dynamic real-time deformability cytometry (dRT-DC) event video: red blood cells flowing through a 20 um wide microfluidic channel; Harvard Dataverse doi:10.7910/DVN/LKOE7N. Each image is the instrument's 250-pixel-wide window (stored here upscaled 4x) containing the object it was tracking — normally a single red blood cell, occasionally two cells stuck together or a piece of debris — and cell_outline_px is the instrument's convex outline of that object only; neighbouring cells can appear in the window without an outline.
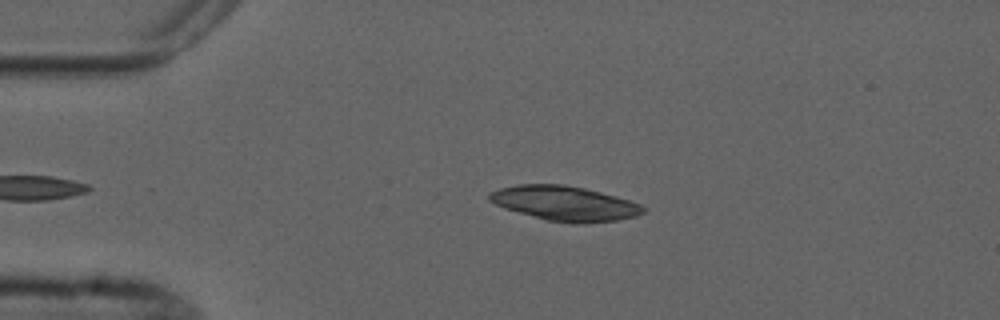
{"species": "common noctule bat (a hibernating species)", "species_latin": "Nyctalus noctula", "temperature_condition": "cold", "stored_images_in_passage": 2, "camera_frame_rate_fps": 3000, "um_per_image_px": 0.085, "animal": {"sex": "male", "forearm_length_mm": 52.5}, "frame": {"image": 1, "passage_image": 1, "time_ms": 0.0, "image_size_px": [1000, 320], "cell_outline_px": [[644, 212], [636, 216], [616, 220], [584, 224], [572, 224], [548, 220], [504, 208], [488, 200], [488, 192], [500, 188], [516, 184], [564, 184], [584, 188], [616, 196], [640, 204], [644, 208]], "centroid_in_image_um": [47.98, 17.28], "position_along_channel_um": 37.0, "area_um2": 31.04}}